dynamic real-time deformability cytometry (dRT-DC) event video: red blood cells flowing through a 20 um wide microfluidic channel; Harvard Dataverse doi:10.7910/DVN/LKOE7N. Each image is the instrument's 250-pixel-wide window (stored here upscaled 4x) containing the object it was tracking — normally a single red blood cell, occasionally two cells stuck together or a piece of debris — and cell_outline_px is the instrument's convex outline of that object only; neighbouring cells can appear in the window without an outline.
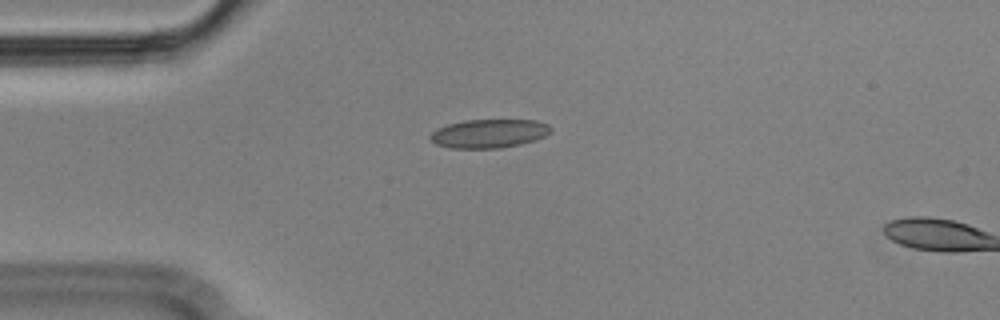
{"species": "Egyptian fruit bat (a non-hibernating species)", "species_latin": "Rousettus aegyptiacus", "temperature_condition": "cold", "stored_images_in_passage": 3, "camera_frame_rate_fps": 3000, "um_per_image_px": 0.085, "animal": {"sex": "male"}, "frame": {"image": 1, "passage_image": 1, "time_ms": 0.0, "image_size_px": [1000, 320], "cell_outline_px": [[552, 132], [544, 136], [520, 144], [500, 148], [452, 148], [436, 144], [428, 136], [436, 128], [448, 124], [464, 120], [536, 120], [548, 124], [552, 128]], "centroid_in_image_um": [41.56, 11.34], "position_along_channel_um": 43.4, "area_um2": 20.11}}